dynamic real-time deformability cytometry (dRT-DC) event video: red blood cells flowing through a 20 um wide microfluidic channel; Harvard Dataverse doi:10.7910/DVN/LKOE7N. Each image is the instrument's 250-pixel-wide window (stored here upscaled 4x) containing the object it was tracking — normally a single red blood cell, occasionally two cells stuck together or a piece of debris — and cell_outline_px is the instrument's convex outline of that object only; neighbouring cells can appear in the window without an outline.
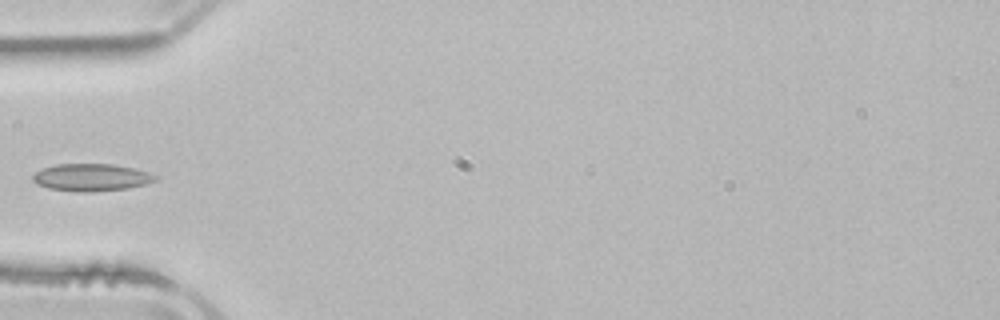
{"species": "common noctule bat (a hibernating species)", "species_latin": "Nyctalus noctula", "temperature_condition": "room temperature", "stored_images_in_passage": 5, "camera_frame_rate_fps": 3000, "um_per_image_px": 0.085, "animal": {"sex": "male", "body_mass_g": 21.5, "forearm_length_mm": 52.0}, "frame": {"image": 1, "passage_image": 4, "time_ms": 5.333, "image_size_px": [1000, 320], "cell_outline_px": [[160, 176], [156, 180], [144, 184], [128, 188], [92, 192], [76, 192], [48, 188], [36, 184], [32, 180], [32, 176], [36, 172], [44, 168], [56, 164], [112, 164], [136, 168]], "centroid_in_image_um": [7.77, 15.08], "position_along_channel_um": 77.2, "area_um2": 19.65}}
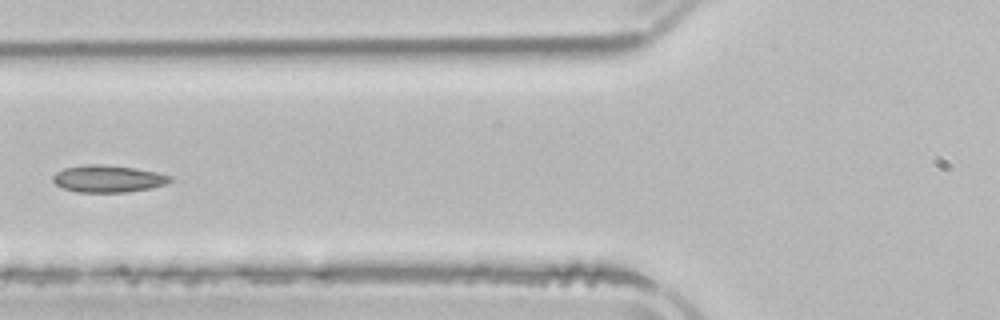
{"frame": {"image": 2, "passage_image": 5, "time_ms": 6.333, "image_size_px": [1000, 320], "cell_outline_px": [[172, 180], [164, 184], [148, 188], [128, 192], [76, 192], [64, 188], [56, 184], [52, 180], [52, 176], [56, 172], [64, 168], [84, 164], [104, 164], [136, 168], [156, 172], [172, 176]], "centroid_in_image_um": [9.15, 15.18], "position_along_channel_um": 116.6, "area_um2": 18.5}}